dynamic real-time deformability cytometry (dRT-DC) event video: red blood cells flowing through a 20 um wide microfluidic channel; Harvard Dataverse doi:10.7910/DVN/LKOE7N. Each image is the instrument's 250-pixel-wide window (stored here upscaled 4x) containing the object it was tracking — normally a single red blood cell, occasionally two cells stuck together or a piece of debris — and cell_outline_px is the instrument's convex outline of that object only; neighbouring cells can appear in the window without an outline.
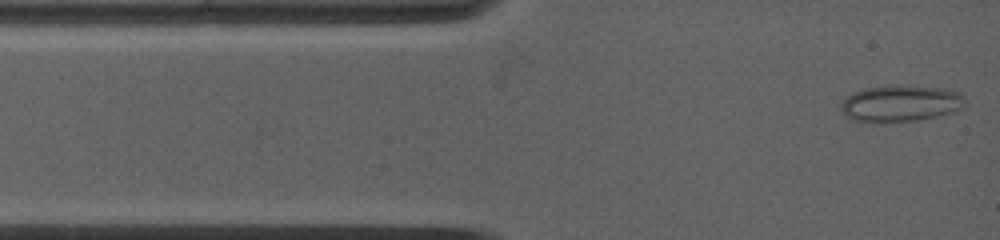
{"species": "common noctule bat (a hibernating species)", "species_latin": "Nyctalus noctula", "temperature_condition": "warm", "stored_images_in_passage": 48, "camera_frame_rate_fps": 5000, "um_per_image_px": 0.085, "animal": {"sex": "female", "body_mass_g": 19.0, "forearm_length_mm": 53.3}, "frame": {"image": 1, "passage_image": 1, "time_ms": 0.0, "image_size_px": [1000, 240], "cell_outline_px": [[964, 104], [960, 108], [952, 112], [940, 116], [916, 120], [852, 120], [844, 116], [840, 108], [840, 104], [848, 96], [864, 88], [896, 84], [900, 84], [940, 88], [960, 92], [964, 96]], "centroid_in_image_um": [76.56, 8.75], "position_along_channel_um": 8.4, "area_um2": 26.01}}
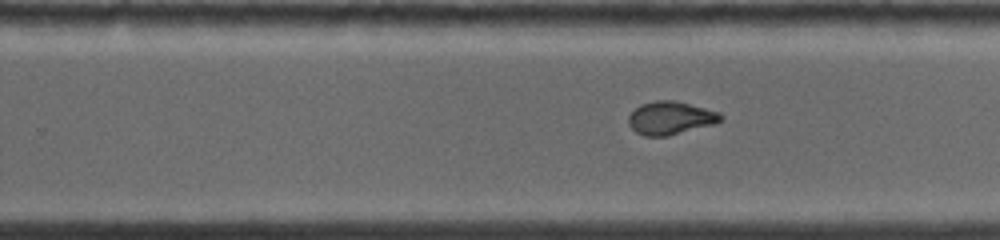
{"frame": {"image": 2, "passage_image": 23, "time_ms": 7.8, "image_size_px": [1000, 240], "cell_outline_px": [[724, 116], [720, 120], [712, 124], [668, 136], [644, 136], [636, 132], [628, 124], [628, 116], [640, 104], [656, 100], [676, 100], [720, 112]], "centroid_in_image_um": [56.97, 10.02], "position_along_channel_um": 272.8, "area_um2": 17.74}}
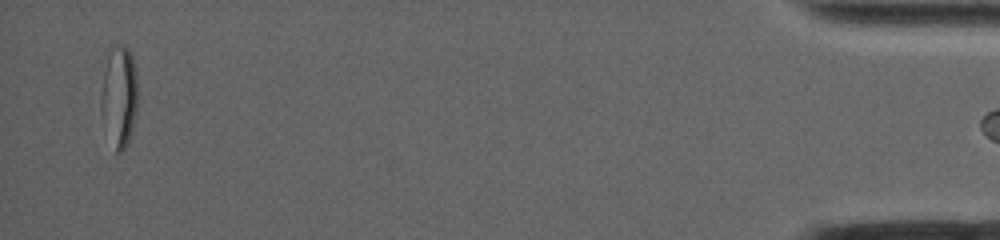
{"frame": {"image": 3, "passage_image": 47, "time_ms": 15.0, "image_size_px": [1000, 240], "cell_outline_px": [[136, 112], [128, 144], [120, 152], [116, 152], [100, 108], [100, 100], [108, 44], [124, 44], [128, 48], [132, 56], [136, 72]], "centroid_in_image_um": [10.12, 8.05], "position_along_channel_um": 425.1, "area_um2": 21.44}}